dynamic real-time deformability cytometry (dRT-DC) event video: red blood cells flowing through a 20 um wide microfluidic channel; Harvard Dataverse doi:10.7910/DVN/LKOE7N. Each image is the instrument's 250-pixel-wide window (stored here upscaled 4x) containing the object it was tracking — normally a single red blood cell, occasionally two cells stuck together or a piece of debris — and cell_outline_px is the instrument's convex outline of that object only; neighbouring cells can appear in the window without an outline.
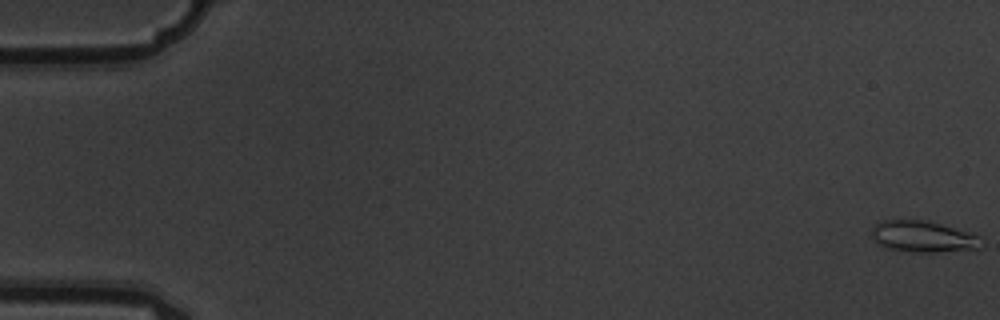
{"species": "common noctule bat (a hibernating species)", "species_latin": "Nyctalus noctula", "temperature_condition": "warm", "stored_images_in_passage": 7, "camera_frame_rate_fps": 3000, "um_per_image_px": 0.085, "animal": {"sex": "male", "body_mass_g": 19.5, "forearm_length_mm": 54.6}, "frame": {"image": 1, "passage_image": 1, "time_ms": 0.0, "image_size_px": [1000, 320], "cell_outline_px": [[984, 244], [980, 248], [932, 252], [916, 252], [888, 248], [880, 244], [872, 236], [872, 228], [880, 220], [928, 220], [980, 236]], "centroid_in_image_um": [78.48, 20.1], "position_along_channel_um": 6.5, "area_um2": 19.77}}
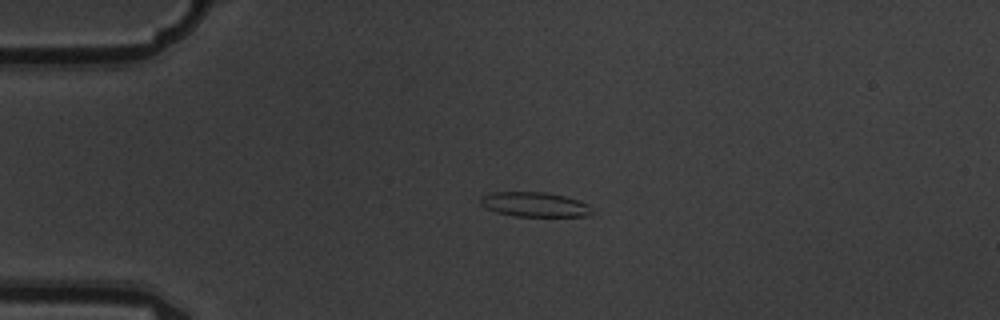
{"frame": {"image": 2, "passage_image": 5, "time_ms": 1.333, "image_size_px": [1000, 320], "cell_outline_px": [[592, 212], [588, 216], [516, 216], [496, 212], [480, 204], [480, 196], [492, 192], [544, 192], [564, 196], [588, 204]], "centroid_in_image_um": [45.41, 17.38], "position_along_channel_um": 39.6, "area_um2": 15.84}}